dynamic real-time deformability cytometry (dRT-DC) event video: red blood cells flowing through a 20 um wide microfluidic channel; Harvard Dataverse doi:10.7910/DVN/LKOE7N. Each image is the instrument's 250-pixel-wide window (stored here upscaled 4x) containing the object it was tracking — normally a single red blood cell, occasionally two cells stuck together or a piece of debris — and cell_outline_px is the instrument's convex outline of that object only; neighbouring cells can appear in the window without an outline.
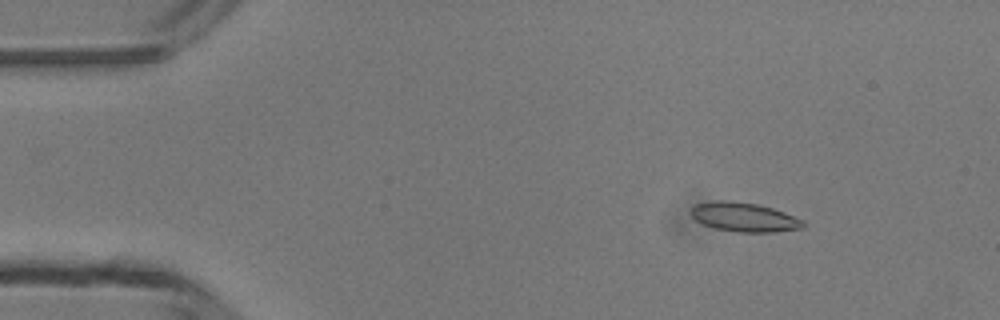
{"species": "common noctule bat (a hibernating species)", "species_latin": "Nyctalus noctula", "temperature_condition": "room temperature", "stored_images_in_passage": 4, "camera_frame_rate_fps": 3000, "um_per_image_px": 0.085, "animal": {"sex": "male", "body_mass_g": 13.3}, "frame": {"image": 1, "passage_image": 2, "time_ms": 1.333, "image_size_px": [1000, 320], "cell_outline_px": [[804, 228], [776, 232], [736, 232], [716, 228], [704, 224], [696, 220], [688, 212], [696, 204], [716, 200], [728, 200], [760, 204], [784, 212], [804, 220]], "centroid_in_image_um": [63.27, 18.45], "position_along_channel_um": 21.7, "area_um2": 19.19}}